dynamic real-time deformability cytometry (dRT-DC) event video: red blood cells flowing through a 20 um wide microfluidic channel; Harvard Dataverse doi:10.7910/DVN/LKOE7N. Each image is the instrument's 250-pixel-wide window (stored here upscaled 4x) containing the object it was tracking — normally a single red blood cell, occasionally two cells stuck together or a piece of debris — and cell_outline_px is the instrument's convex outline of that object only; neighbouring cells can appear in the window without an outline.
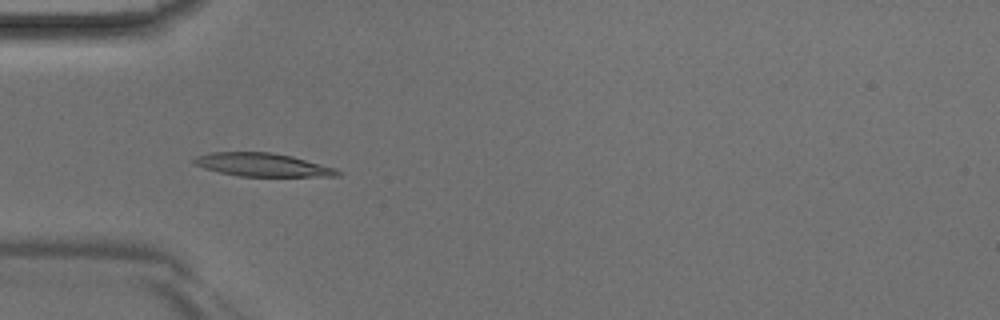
{"species": "Egyptian fruit bat (a non-hibernating species)", "species_latin": "Rousettus aegyptiacus", "temperature_condition": "room temperature", "stored_images_in_passage": 44, "camera_frame_rate_fps": 3000, "um_per_image_px": 0.085, "animal": {"sex": "male"}, "frame": {"image": 1, "passage_image": 13, "time_ms": 4.0, "image_size_px": [1000, 320], "cell_outline_px": [[344, 172], [340, 176], [240, 176], [220, 172], [204, 168], [192, 164], [192, 160], [196, 156], [212, 152], [272, 152], [292, 156], [336, 168]], "centroid_in_image_um": [22.33, 14.0], "position_along_channel_um": 62.7, "area_um2": 19.54}}
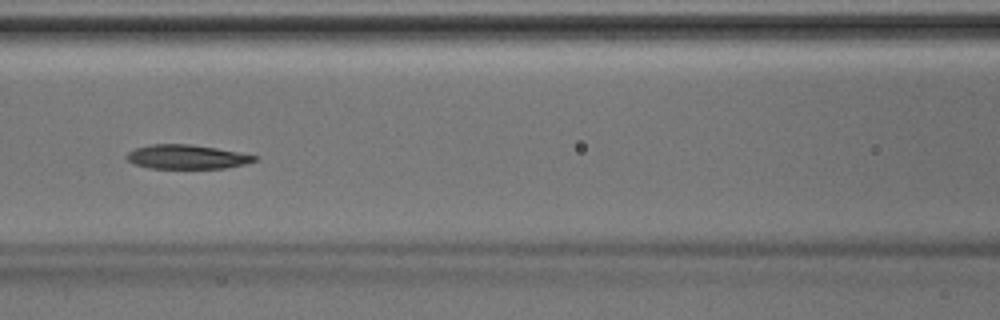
{"frame": {"image": 2, "passage_image": 19, "time_ms": 6.0, "image_size_px": [1000, 320], "cell_outline_px": [[256, 160], [244, 164], [224, 168], [148, 168], [136, 164], [128, 160], [124, 156], [128, 152], [136, 148], [148, 144], [188, 144], [216, 148], [256, 156]], "centroid_in_image_um": [15.81, 13.33], "position_along_channel_um": 150.8, "area_um2": 17.74}}
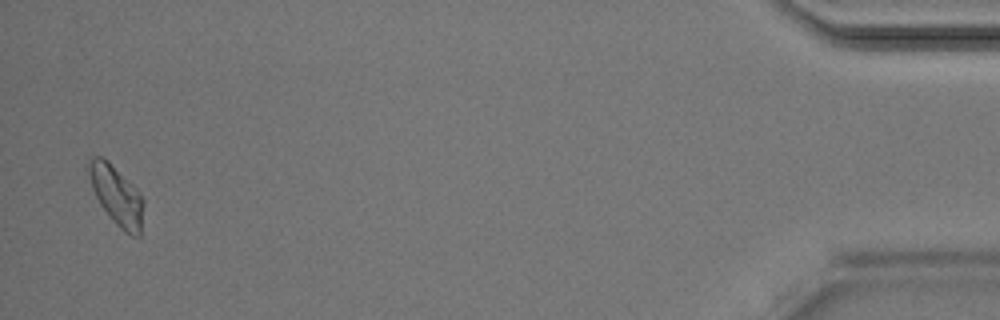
{"frame": {"image": 3, "passage_image": 43, "time_ms": 14.0, "image_size_px": [1000, 320], "cell_outline_px": [[144, 204], [140, 236], [132, 236], [124, 232], [112, 220], [100, 204], [92, 188], [84, 168], [84, 164], [92, 156], [100, 156], [108, 160], [140, 192], [144, 200]], "centroid_in_image_um": [9.87, 16.56], "position_along_channel_um": 425.3, "area_um2": 19.36}}